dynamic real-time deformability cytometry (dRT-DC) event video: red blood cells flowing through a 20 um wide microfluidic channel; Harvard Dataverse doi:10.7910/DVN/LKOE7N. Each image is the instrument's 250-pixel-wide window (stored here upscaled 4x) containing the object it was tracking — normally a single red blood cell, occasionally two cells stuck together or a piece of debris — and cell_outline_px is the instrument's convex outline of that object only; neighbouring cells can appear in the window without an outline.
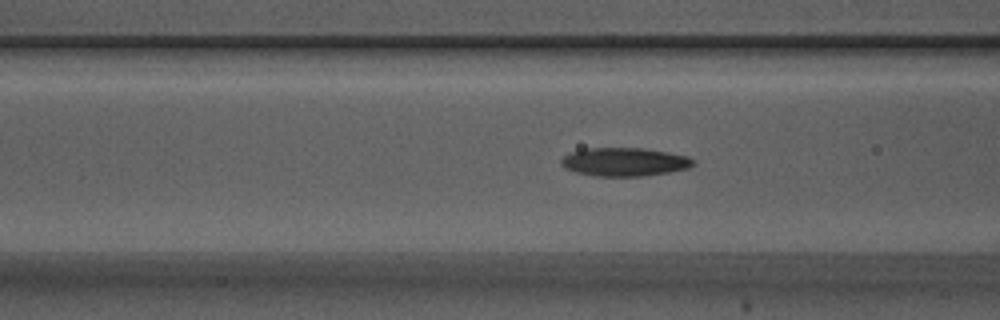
{"species": "Egyptian fruit bat (a non-hibernating species)", "species_latin": "Rousettus aegyptiacus", "temperature_condition": "warm", "stored_images_in_passage": 13, "camera_frame_rate_fps": 3000, "um_per_image_px": 0.085, "animal": {"sex": "male"}, "frame": {"image": 1, "passage_image": 10, "time_ms": 3.0, "image_size_px": [1000, 320], "cell_outline_px": [[696, 164], [688, 168], [668, 172], [644, 176], [596, 176], [576, 172], [560, 164], [560, 160], [564, 156], [572, 152], [588, 148], [644, 148], [668, 152], [688, 156]], "centroid_in_image_um": [53.1, 13.76], "position_along_channel_um": 113.5, "area_um2": 21.73}}